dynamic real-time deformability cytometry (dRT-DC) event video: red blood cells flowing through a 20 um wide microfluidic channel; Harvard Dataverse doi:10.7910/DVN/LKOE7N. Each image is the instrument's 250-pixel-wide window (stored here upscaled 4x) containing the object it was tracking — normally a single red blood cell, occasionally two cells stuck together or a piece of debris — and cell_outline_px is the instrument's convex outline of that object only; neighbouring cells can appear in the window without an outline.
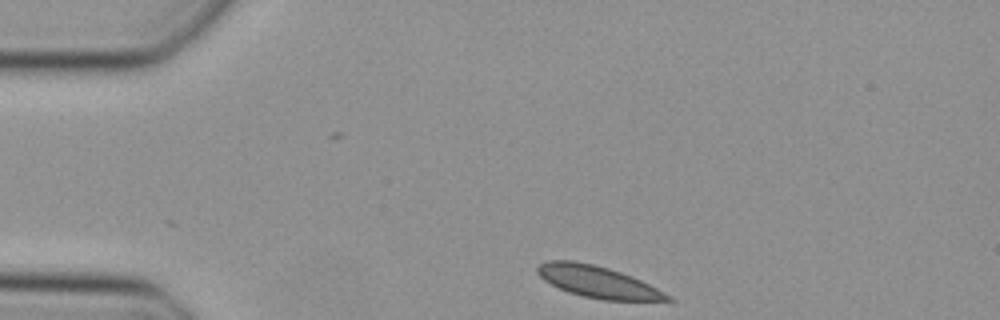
{"species": "Egyptian fruit bat (a non-hibernating species)", "species_latin": "Rousettus aegyptiacus", "temperature_condition": "cold", "stored_images_in_passage": 18, "camera_frame_rate_fps": 3000, "um_per_image_px": 0.085, "animal": {"sex": "female"}, "frame": {"image": 1, "passage_image": 1, "time_ms": 0.0, "image_size_px": [1000, 320], "cell_outline_px": [[676, 300], [604, 300], [584, 296], [568, 292], [544, 280], [536, 272], [536, 268], [540, 264], [548, 260], [572, 260], [592, 264], [608, 268], [632, 276], [672, 296]], "centroid_in_image_um": [50.79, 23.95], "position_along_channel_um": 34.2, "area_um2": 23.7}}
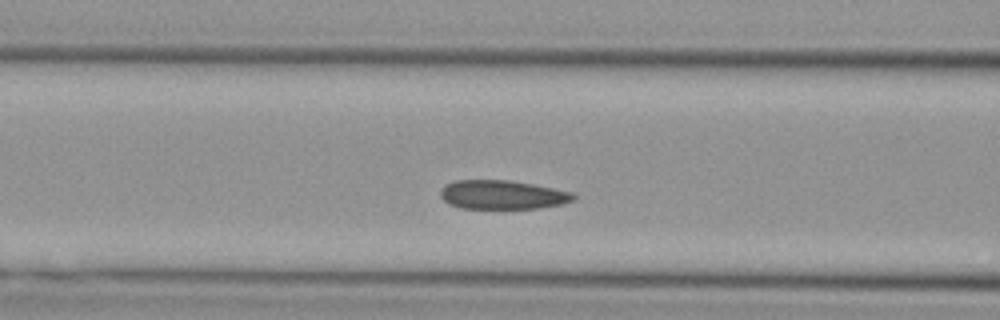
{"frame": {"image": 2, "passage_image": 11, "time_ms": 3.333, "image_size_px": [1000, 320], "cell_outline_px": [[576, 200], [564, 204], [540, 208], [460, 208], [448, 204], [440, 196], [440, 192], [444, 184], [456, 180], [508, 180], [532, 184], [572, 192], [576, 196]], "centroid_in_image_um": [42.71, 16.56], "position_along_channel_um": 123.9, "area_um2": 22.54}}
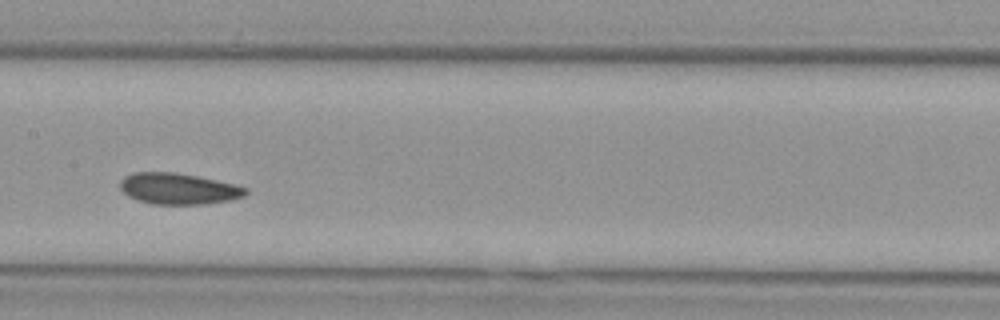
{"frame": {"image": 3, "passage_image": 16, "time_ms": 5.0, "image_size_px": [1000, 320], "cell_outline_px": [[248, 192], [244, 196], [232, 200], [204, 204], [152, 204], [136, 200], [128, 196], [120, 188], [120, 180], [124, 176], [132, 172], [176, 172], [216, 180], [248, 188]], "centroid_in_image_um": [15.14, 16.04], "position_along_channel_um": 192.3, "area_um2": 22.89}}